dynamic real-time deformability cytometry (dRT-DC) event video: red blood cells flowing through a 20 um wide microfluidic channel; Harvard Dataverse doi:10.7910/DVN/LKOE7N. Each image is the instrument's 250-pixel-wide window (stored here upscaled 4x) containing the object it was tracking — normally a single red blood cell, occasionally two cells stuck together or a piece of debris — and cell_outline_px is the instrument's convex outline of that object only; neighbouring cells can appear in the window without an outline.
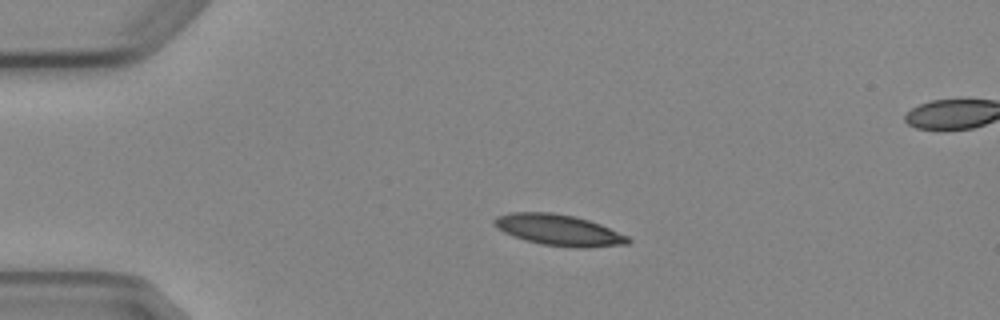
{"species": "Egyptian fruit bat (a non-hibernating species)", "species_latin": "Rousettus aegyptiacus", "temperature_condition": "cold", "stored_images_in_passage": 5, "segment_of_instrument_passage": [1, 2], "camera_frame_rate_fps": 3000, "um_per_image_px": 0.085, "animal": {"sex": "female"}, "frame": {"image": 1, "passage_image": 3, "time_ms": 2.333, "image_size_px": [1000, 320], "cell_outline_px": [[632, 240], [628, 244], [588, 248], [576, 248], [540, 244], [504, 232], [496, 228], [492, 224], [492, 220], [496, 216], [512, 212], [552, 212], [576, 216], [600, 224], [628, 236]], "centroid_in_image_um": [47.5, 19.55], "position_along_channel_um": 37.5, "area_um2": 24.33}}